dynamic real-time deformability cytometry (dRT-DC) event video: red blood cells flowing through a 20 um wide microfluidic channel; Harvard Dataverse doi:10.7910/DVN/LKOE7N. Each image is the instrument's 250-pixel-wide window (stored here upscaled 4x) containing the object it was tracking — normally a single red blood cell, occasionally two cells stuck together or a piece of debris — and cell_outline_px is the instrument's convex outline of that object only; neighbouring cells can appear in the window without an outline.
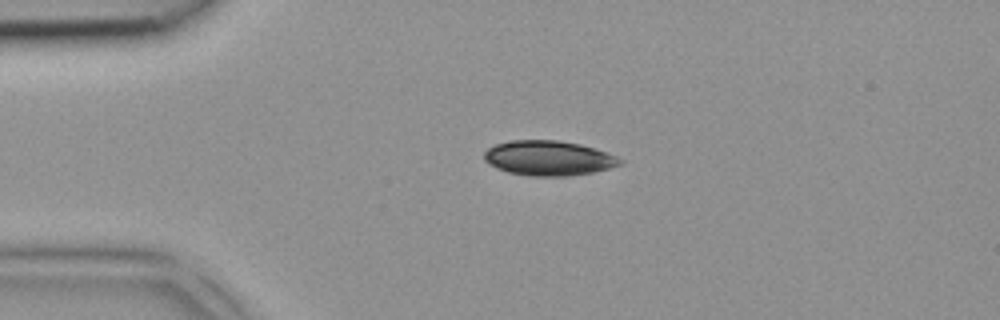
{"species": "common noctule bat (a hibernating species)", "species_latin": "Nyctalus noctula", "temperature_condition": "room temperature", "stored_images_in_passage": 1, "camera_frame_rate_fps": 3000, "um_per_image_px": 0.085, "animal": {"sex": "female", "body_mass_g": 18.4}, "frame": {"image": 1, "passage_image": 1, "time_ms": 0.0, "image_size_px": [1000, 320], "cell_outline_px": [[624, 164], [592, 172], [568, 176], [532, 176], [508, 172], [496, 168], [484, 160], [484, 152], [488, 148], [496, 144], [512, 140], [560, 140], [580, 144], [596, 148], [608, 152], [624, 160]], "centroid_in_image_um": [46.66, 13.43], "position_along_channel_um": 38.3, "area_um2": 27.74}}